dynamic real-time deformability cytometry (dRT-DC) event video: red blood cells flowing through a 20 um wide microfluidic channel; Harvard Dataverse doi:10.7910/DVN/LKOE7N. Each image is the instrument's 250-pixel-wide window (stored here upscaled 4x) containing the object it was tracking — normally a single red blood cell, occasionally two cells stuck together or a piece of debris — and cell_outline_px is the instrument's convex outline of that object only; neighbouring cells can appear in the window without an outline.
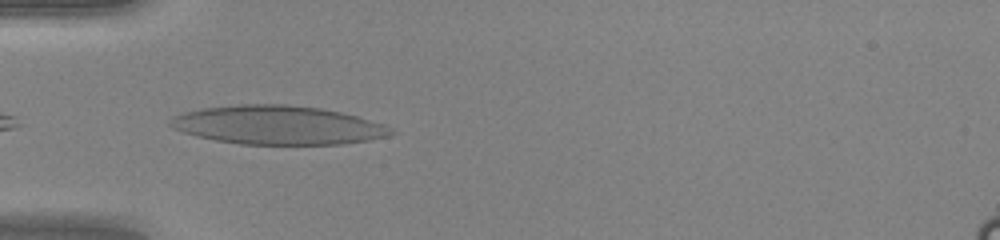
{"species": "human", "species_latin": "Homo sapiens", "temperature_condition": "warm", "stored_images_in_passage": 13, "camera_frame_rate_fps": 3000, "um_per_image_px": 0.085, "donor": {"sex": "female"}, "frame": {"image": 1, "passage_image": 1, "time_ms": 0.0, "image_size_px": [1000, 240], "cell_outline_px": [[400, 132], [388, 136], [368, 140], [340, 144], [240, 144], [216, 140], [196, 136], [172, 128], [168, 124], [172, 116], [184, 112], [204, 108], [240, 104], [288, 104], [320, 108], [340, 112], [356, 116], [384, 124]], "centroid_in_image_um": [23.63, 10.63], "position_along_channel_um": 61.4, "area_um2": 49.88}}
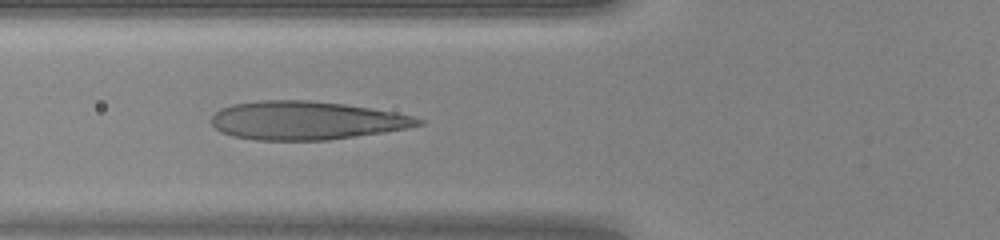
{"frame": {"image": 2, "passage_image": 4, "time_ms": 1.0, "image_size_px": [1000, 240], "cell_outline_px": [[424, 124], [384, 132], [328, 140], [256, 140], [232, 136], [220, 132], [212, 124], [212, 116], [220, 108], [232, 104], [260, 100], [308, 100], [344, 104], [396, 112], [412, 116], [424, 120]], "centroid_in_image_um": [26.0, 10.24], "position_along_channel_um": 99.8, "area_um2": 46.3}}
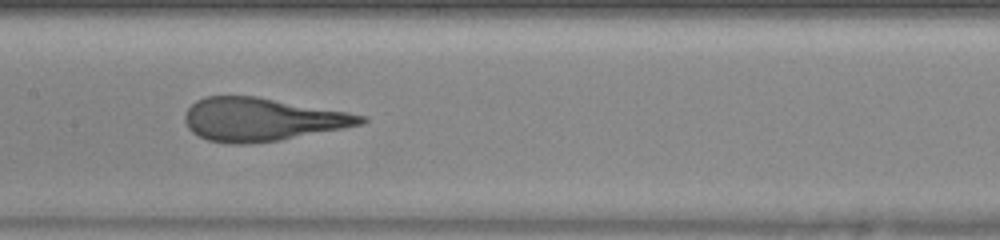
{"frame": {"image": 3, "passage_image": 10, "time_ms": 3.0, "image_size_px": [1000, 240], "cell_outline_px": [[368, 120], [364, 124], [344, 128], [280, 140], [248, 144], [228, 144], [208, 140], [192, 132], [188, 128], [184, 120], [184, 116], [188, 108], [196, 100], [204, 96], [256, 96], [348, 112], [364, 116]], "centroid_in_image_um": [22.24, 10.15], "position_along_channel_um": 185.2, "area_um2": 44.22}}